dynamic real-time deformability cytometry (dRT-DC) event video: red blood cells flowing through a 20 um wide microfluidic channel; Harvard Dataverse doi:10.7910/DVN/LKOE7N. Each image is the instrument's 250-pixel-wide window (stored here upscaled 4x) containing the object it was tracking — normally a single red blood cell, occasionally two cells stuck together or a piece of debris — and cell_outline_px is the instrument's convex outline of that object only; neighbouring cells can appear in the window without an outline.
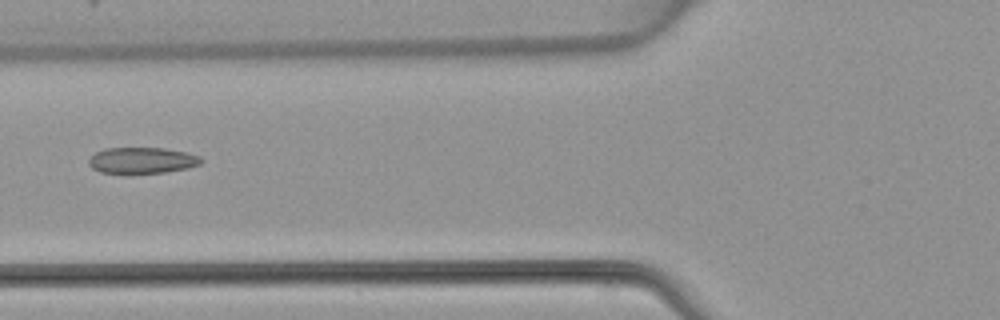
{"species": "common noctule bat (a hibernating species)", "species_latin": "Nyctalus noctula", "temperature_condition": "warm", "stored_images_in_passage": 5, "camera_frame_rate_fps": 3000, "um_per_image_px": 0.085, "animal": {"sex": "female", "body_mass_g": 22.7, "forearm_length_mm": 54.2}, "frame": {"image": 1, "passage_image": 5, "time_ms": 5.667, "image_size_px": [1000, 320], "cell_outline_px": [[204, 160], [200, 164], [188, 168], [164, 172], [100, 172], [92, 168], [88, 164], [88, 160], [96, 152], [104, 148], [164, 148], [188, 152], [200, 156]], "centroid_in_image_um": [12.11, 13.61], "position_along_channel_um": 113.7, "area_um2": 16.94}}